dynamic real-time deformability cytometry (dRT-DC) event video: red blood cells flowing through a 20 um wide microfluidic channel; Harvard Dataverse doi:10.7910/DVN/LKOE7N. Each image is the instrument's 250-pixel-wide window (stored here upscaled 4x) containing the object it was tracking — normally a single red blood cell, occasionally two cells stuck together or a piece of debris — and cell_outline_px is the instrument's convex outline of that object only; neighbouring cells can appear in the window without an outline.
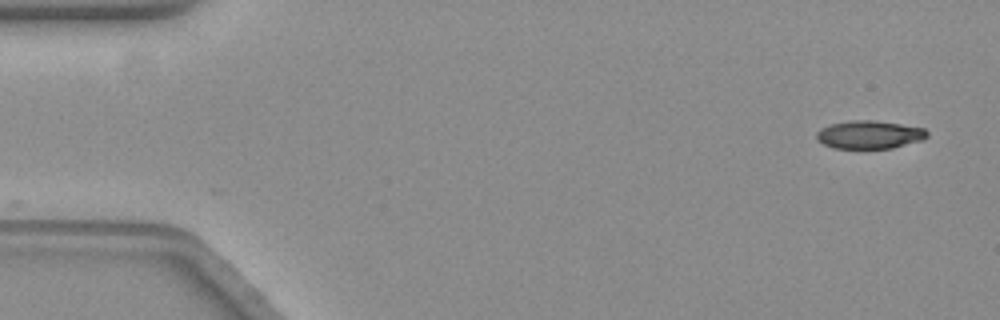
{"species": "common noctule bat (a hibernating species)", "species_latin": "Nyctalus noctula", "temperature_condition": "warm", "stored_images_in_passage": 57, "camera_frame_rate_fps": 3000, "um_per_image_px": 0.085, "animal": {"sex": "female", "body_mass_g": 19.3, "forearm_length_mm": 54.1}, "frame": {"image": 1, "passage_image": 1, "time_ms": 0.0, "image_size_px": [1000, 320], "cell_outline_px": [[928, 136], [924, 140], [892, 148], [832, 148], [816, 140], [816, 132], [820, 128], [832, 124], [852, 120], [872, 120], [900, 124], [924, 128], [928, 132]], "centroid_in_image_um": [73.9, 11.45], "position_along_channel_um": 11.1, "area_um2": 18.15}}
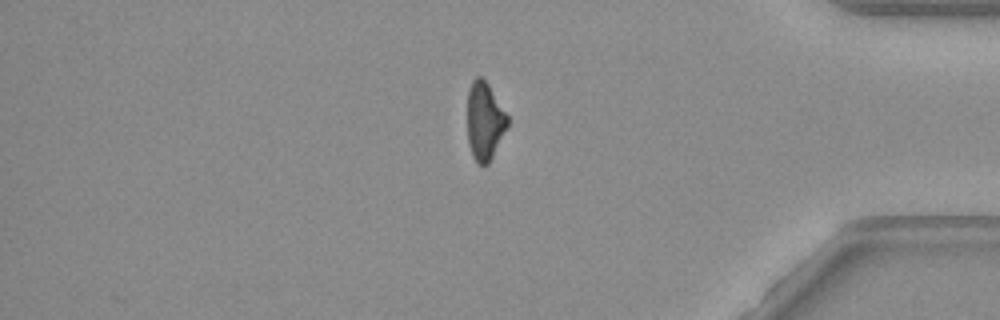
{"frame": {"image": 2, "passage_image": 47, "time_ms": 15.333, "image_size_px": [1000, 320], "cell_outline_px": [[508, 124], [488, 164], [484, 168], [476, 164], [472, 156], [468, 144], [468, 88], [472, 80], [476, 76], [480, 76], [488, 84], [508, 116]], "centroid_in_image_um": [41.17, 10.32], "position_along_channel_um": 394.0, "area_um2": 18.21}}
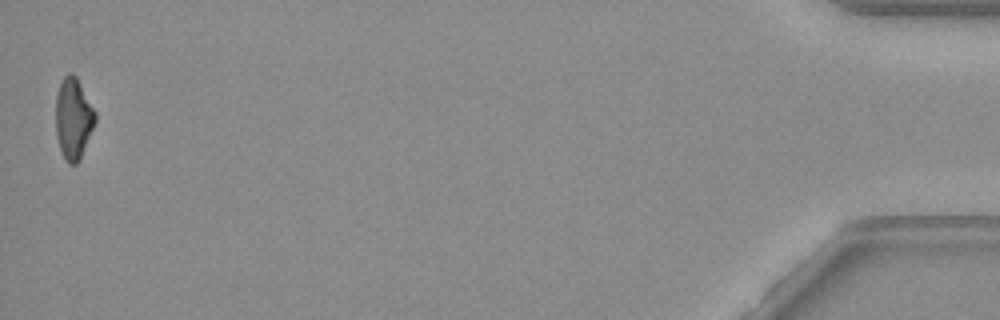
{"frame": {"image": 3, "passage_image": 56, "time_ms": 18.333, "image_size_px": [1000, 320], "cell_outline_px": [[96, 120], [80, 160], [76, 164], [68, 164], [64, 160], [56, 136], [56, 96], [60, 84], [64, 76], [68, 72], [72, 72], [76, 76], [96, 112]], "centroid_in_image_um": [6.23, 10.08], "position_along_channel_um": 429.0, "area_um2": 18.73}}